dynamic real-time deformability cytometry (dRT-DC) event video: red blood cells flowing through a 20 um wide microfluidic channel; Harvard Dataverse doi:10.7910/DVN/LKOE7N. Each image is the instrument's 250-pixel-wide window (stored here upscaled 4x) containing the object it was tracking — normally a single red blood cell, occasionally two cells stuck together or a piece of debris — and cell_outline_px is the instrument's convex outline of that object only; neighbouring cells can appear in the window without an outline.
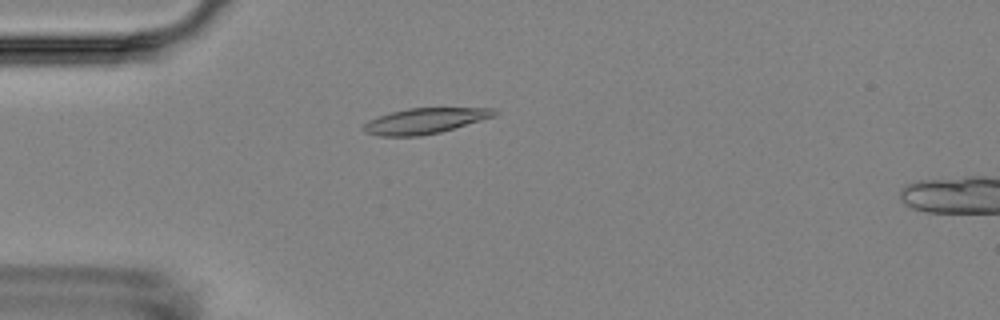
{"species": "Egyptian fruit bat (a non-hibernating species)", "species_latin": "Rousettus aegyptiacus", "temperature_condition": "room temperature", "stored_images_in_passage": 1, "camera_frame_rate_fps": 3000, "um_per_image_px": 0.085, "animal": {"sex": "female"}, "frame": {"image": 1, "passage_image": 1, "time_ms": 0.0, "image_size_px": [1000, 320], "cell_outline_px": [[500, 112], [496, 116], [440, 132], [420, 136], [380, 136], [364, 132], [360, 128], [368, 120], [392, 112], [408, 108], [496, 108]], "centroid_in_image_um": [36.13, 10.27], "position_along_channel_um": 48.9, "area_um2": 19.54}}